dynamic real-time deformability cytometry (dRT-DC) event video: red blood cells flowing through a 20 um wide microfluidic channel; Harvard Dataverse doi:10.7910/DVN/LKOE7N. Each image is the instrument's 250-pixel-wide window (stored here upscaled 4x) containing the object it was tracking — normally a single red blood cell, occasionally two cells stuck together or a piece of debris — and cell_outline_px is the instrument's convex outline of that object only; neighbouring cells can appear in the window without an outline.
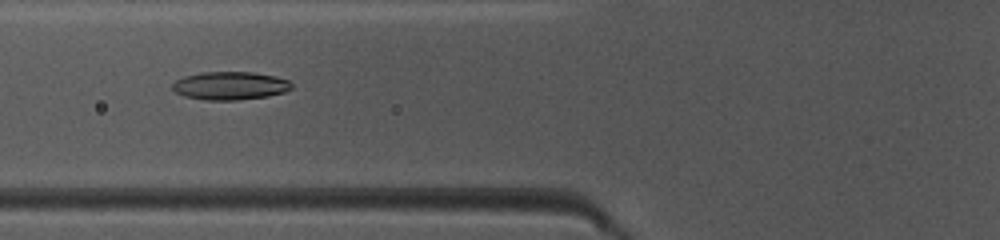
{"species": "common noctule bat (a hibernating species)", "species_latin": "Nyctalus noctula", "temperature_condition": "warm", "stored_images_in_passage": 48, "camera_frame_rate_fps": 3000, "um_per_image_px": 0.085, "animal": {"sex": "female", "body_mass_g": 10.0, "forearm_length_mm": 53.1}, "frame": {"image": 1, "passage_image": 19, "time_ms": 6.0, "image_size_px": [1000, 240], "cell_outline_px": [[292, 88], [284, 92], [268, 96], [236, 100], [204, 100], [184, 96], [176, 92], [172, 88], [172, 84], [176, 80], [184, 76], [204, 72], [252, 72], [276, 76], [288, 80], [292, 84]], "centroid_in_image_um": [19.56, 7.28], "position_along_channel_um": 106.2, "area_um2": 19.54}}
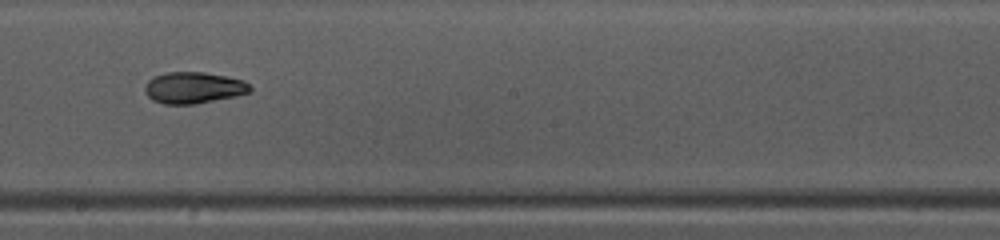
{"frame": {"image": 2, "passage_image": 28, "time_ms": 9.0, "image_size_px": [1000, 240], "cell_outline_px": [[252, 92], [236, 96], [196, 104], [164, 104], [152, 100], [144, 92], [144, 88], [148, 80], [152, 76], [164, 72], [204, 72], [244, 80], [252, 88]], "centroid_in_image_um": [16.43, 7.46], "position_along_channel_um": 231.8, "area_um2": 19.48}}
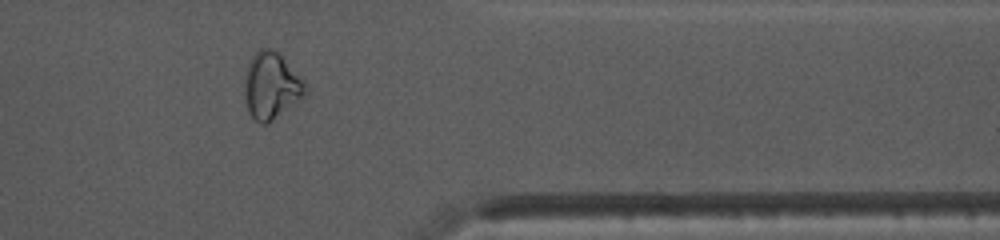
{"frame": {"image": 3, "passage_image": 40, "time_ms": 13.0, "image_size_px": [1000, 240], "cell_outline_px": [[308, 92], [304, 96], [268, 124], [260, 124], [248, 112], [244, 92], [244, 76], [248, 60], [260, 48], [272, 48], [280, 52], [304, 80]], "centroid_in_image_um": [23.05, 7.26], "position_along_channel_um": 388.3, "area_um2": 24.04}, "authors_computed_cell_mechanics": {"area_um2": 19.5364, "velocity_mm_per_s": 4.1735, "shape_relaxation_time_tau1_ms": 7.9407, "shape_relaxation_time_tau2_ms": 3.5096, "deformation_change_tau1": 0.205, "deformation_change_tau2": 0.1001}}